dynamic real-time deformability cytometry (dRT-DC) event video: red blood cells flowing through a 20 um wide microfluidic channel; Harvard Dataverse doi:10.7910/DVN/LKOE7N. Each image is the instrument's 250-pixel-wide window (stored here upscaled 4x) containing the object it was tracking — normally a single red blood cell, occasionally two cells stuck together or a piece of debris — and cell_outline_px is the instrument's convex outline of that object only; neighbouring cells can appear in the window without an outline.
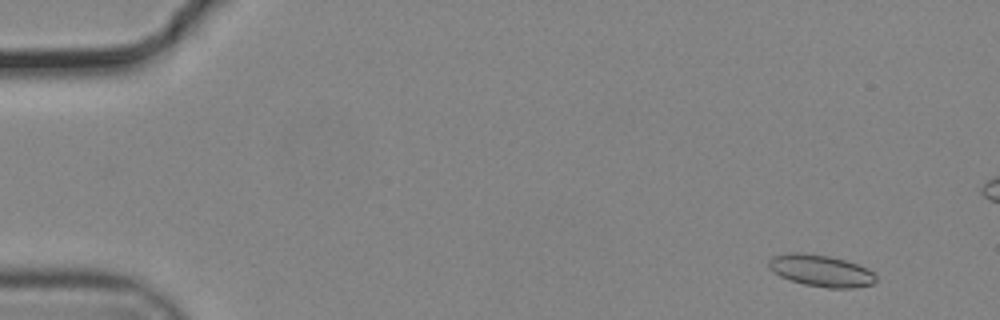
{"species": "common noctule bat (a hibernating species)", "species_latin": "Nyctalus noctula", "temperature_condition": "cold", "stored_images_in_passage": 5, "camera_frame_rate_fps": 3000, "um_per_image_px": 0.085, "animal": {"sex": "male", "body_mass_g": 19.2, "forearm_length_mm": 51.8}, "frame": {"image": 1, "passage_image": 3, "time_ms": 0.667, "image_size_px": [1000, 320], "cell_outline_px": [[876, 280], [872, 284], [856, 288], [828, 288], [804, 284], [788, 280], [772, 272], [768, 268], [768, 260], [772, 256], [788, 252], [800, 252], [828, 256], [844, 260], [868, 268], [876, 276]], "centroid_in_image_um": [69.73, 23.01], "position_along_channel_um": 15.3, "area_um2": 20.0}}